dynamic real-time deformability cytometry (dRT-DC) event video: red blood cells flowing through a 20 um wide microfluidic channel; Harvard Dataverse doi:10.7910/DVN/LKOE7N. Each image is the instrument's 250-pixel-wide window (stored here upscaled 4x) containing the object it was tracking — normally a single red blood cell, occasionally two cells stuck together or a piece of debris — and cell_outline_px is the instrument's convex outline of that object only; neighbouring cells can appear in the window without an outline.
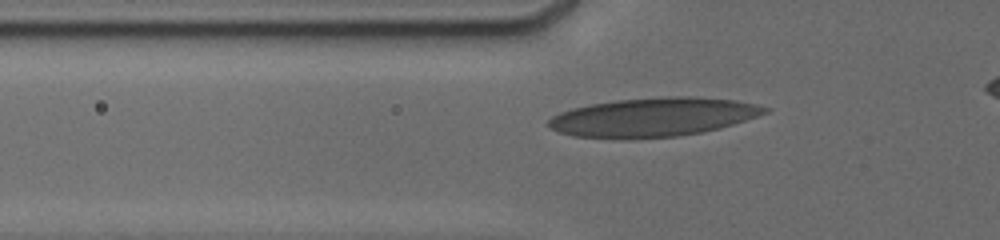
{"species": "human", "species_latin": "Homo sapiens", "temperature_condition": "cold", "stored_images_in_passage": 31, "camera_frame_rate_fps": 3000, "um_per_image_px": 0.085, "donor": {"sex": "male"}, "frame": {"image": 1, "passage_image": 5, "time_ms": 1.667, "image_size_px": [1000, 240], "cell_outline_px": [[768, 112], [720, 128], [700, 132], [676, 136], [628, 140], [572, 136], [560, 132], [552, 128], [548, 124], [548, 120], [552, 116], [560, 112], [572, 108], [592, 104], [616, 100], [676, 96], [692, 96], [736, 100], [756, 104], [768, 108]], "centroid_in_image_um": [55.48, 9.97], "position_along_channel_um": 70.3, "area_um2": 48.9}}
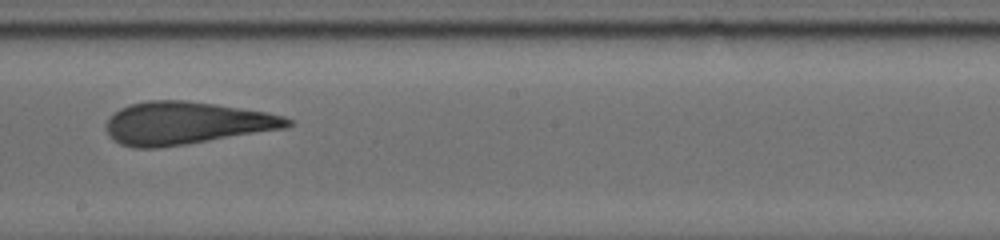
{"frame": {"image": 2, "passage_image": 15, "time_ms": 6.0, "image_size_px": [1000, 240], "cell_outline_px": [[292, 124], [284, 128], [160, 148], [136, 148], [120, 144], [108, 132], [108, 120], [120, 108], [128, 104], [148, 100], [188, 100], [240, 108], [264, 112], [284, 116], [292, 120]], "centroid_in_image_um": [15.81, 10.46], "position_along_channel_um": 232.4, "area_um2": 44.33}}
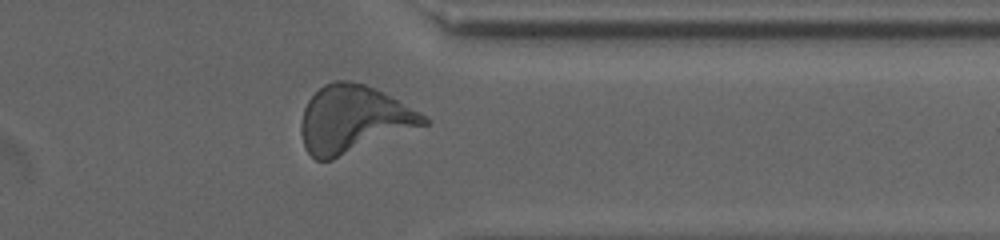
{"frame": {"image": 3, "passage_image": 25, "time_ms": 10.0, "image_size_px": [1000, 240], "cell_outline_px": [[428, 124], [332, 160], [316, 160], [304, 148], [300, 132], [300, 124], [304, 108], [308, 100], [324, 84], [332, 80], [348, 80], [364, 84], [420, 112], [428, 120]], "centroid_in_image_um": [29.98, 10.15], "position_along_channel_um": 381.4, "area_um2": 47.57}}